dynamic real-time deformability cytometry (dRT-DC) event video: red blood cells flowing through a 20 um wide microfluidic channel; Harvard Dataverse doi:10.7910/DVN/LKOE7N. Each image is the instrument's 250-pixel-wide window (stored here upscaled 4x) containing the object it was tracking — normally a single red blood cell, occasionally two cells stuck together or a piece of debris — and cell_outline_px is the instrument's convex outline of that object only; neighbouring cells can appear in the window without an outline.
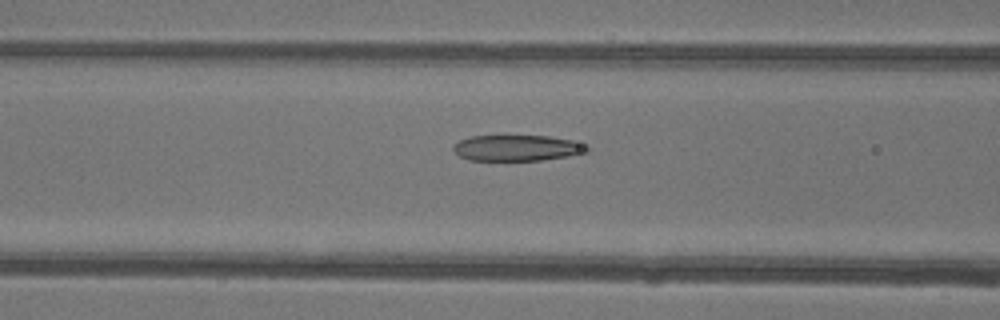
{"species": "common noctule bat (a hibernating species)", "species_latin": "Nyctalus noctula", "temperature_condition": "warm", "stored_images_in_passage": 51, "camera_frame_rate_fps": 3000, "um_per_image_px": 0.085, "animal": {"sex": "female"}, "frame": {"image": 1, "passage_image": 22, "time_ms": 7.0, "image_size_px": [1000, 320], "cell_outline_px": [[592, 148], [588, 152], [568, 156], [540, 160], [468, 160], [460, 156], [452, 148], [452, 144], [460, 140], [472, 136], [504, 132], [548, 136], [572, 140]], "centroid_in_image_um": [43.91, 12.52], "position_along_channel_um": 122.7, "area_um2": 21.21}}
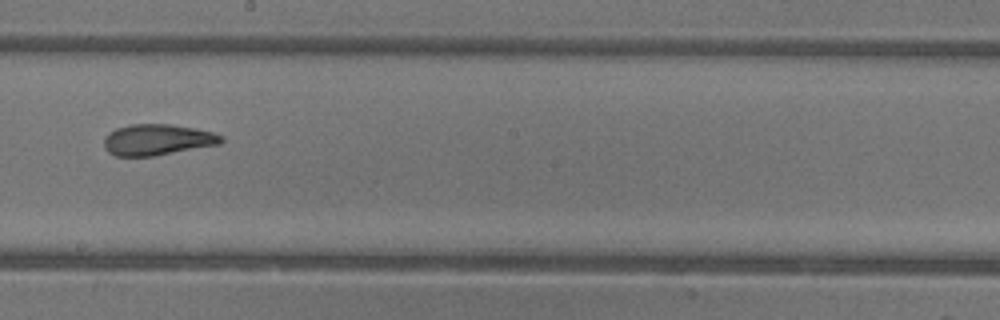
{"frame": {"image": 2, "passage_image": 30, "time_ms": 9.667, "image_size_px": [1000, 320], "cell_outline_px": [[224, 140], [220, 144], [152, 156], [116, 156], [108, 152], [104, 148], [104, 136], [108, 132], [116, 128], [132, 124], [172, 124], [212, 132], [224, 136]], "centroid_in_image_um": [13.35, 11.87], "position_along_channel_um": 234.9, "area_um2": 21.21}}
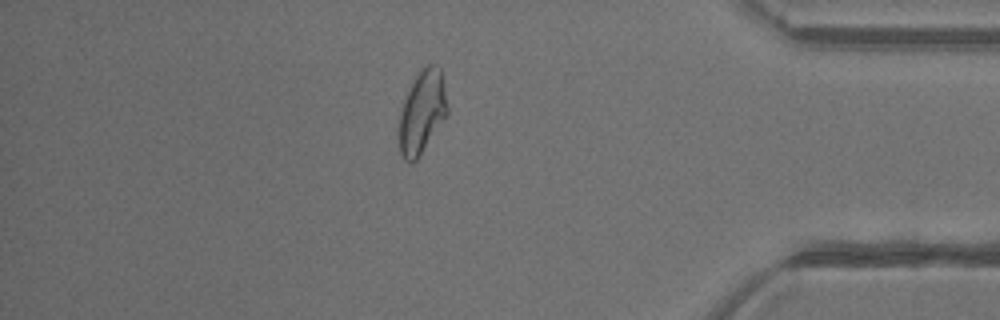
{"frame": {"image": 3, "passage_image": 44, "time_ms": 14.333, "image_size_px": [1000, 320], "cell_outline_px": [[448, 112], [416, 160], [412, 164], [408, 164], [404, 160], [400, 152], [400, 108], [404, 96], [416, 76], [428, 64], [432, 64], [440, 68], [448, 108]], "centroid_in_image_um": [35.85, 9.53], "position_along_channel_um": 399.3, "area_um2": 22.83}, "authors_computed_cell_mechanics": {"area_um2": 23.2934, "velocity_mm_per_s": 4.2092, "shape_relaxation_time_tau1_ms": 11.1961, "shape_relaxation_time_tau2_ms": 1.5629, "deformation_change_tau1": 0.2705, "deformation_change_tau2": 0.0917}}